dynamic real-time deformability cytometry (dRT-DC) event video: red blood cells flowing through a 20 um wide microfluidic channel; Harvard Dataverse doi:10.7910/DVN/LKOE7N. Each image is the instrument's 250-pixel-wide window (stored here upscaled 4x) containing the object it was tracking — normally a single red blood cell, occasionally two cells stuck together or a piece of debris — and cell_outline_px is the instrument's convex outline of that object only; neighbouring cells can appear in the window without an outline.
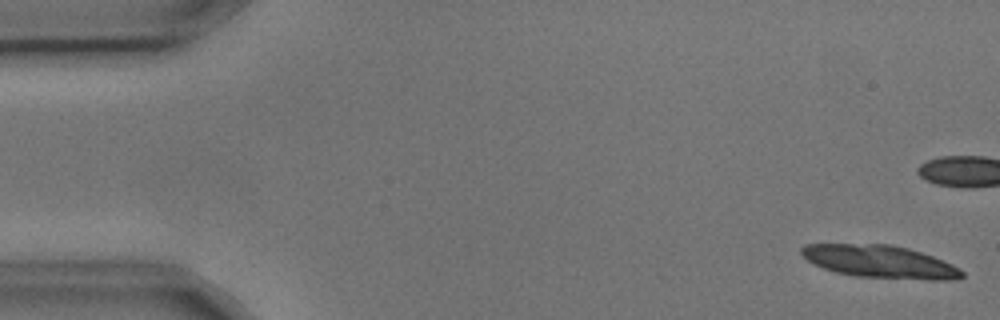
{"species": "common noctule bat (a hibernating species)", "species_latin": "Nyctalus noctula", "temperature_condition": "cold", "stored_images_in_passage": 4, "camera_frame_rate_fps": 3000, "um_per_image_px": 0.085, "animal": {"sex": "male", "body_mass_g": 17.9, "forearm_length_mm": 54.2}, "frame": {"image": 1, "passage_image": 1, "time_ms": 0.0, "image_size_px": [1000, 320], "cell_outline_px": [[964, 276], [956, 280], [928, 280], [856, 276], [836, 272], [812, 264], [800, 252], [800, 248], [804, 244], [892, 244], [908, 248], [932, 256], [952, 264], [960, 268], [964, 272]], "centroid_in_image_um": [74.81, 22.24], "position_along_channel_um": 10.2, "area_um2": 30.63}}